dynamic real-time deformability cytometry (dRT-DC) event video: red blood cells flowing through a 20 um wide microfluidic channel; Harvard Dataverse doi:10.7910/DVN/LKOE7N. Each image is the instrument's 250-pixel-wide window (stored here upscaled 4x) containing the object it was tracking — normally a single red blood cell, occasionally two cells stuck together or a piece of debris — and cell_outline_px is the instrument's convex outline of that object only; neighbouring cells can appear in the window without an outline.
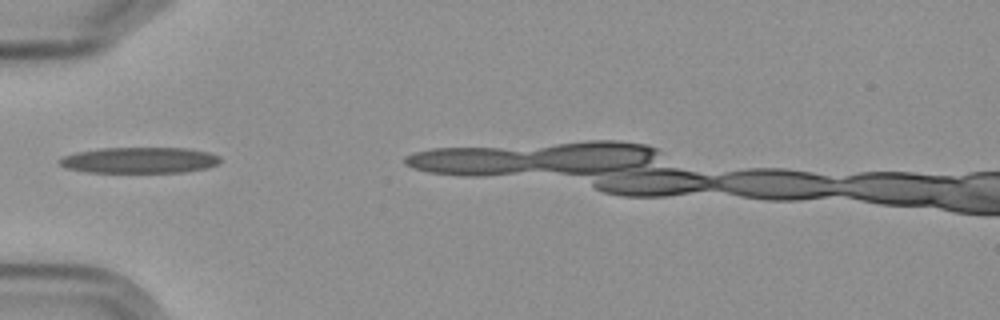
{"species": "Egyptian fruit bat (a non-hibernating species)", "species_latin": "Rousettus aegyptiacus", "temperature_condition": "cold", "stored_images_in_passage": 3, "segment_of_instrument_passage": [1, 2], "camera_frame_rate_fps": 3000, "um_per_image_px": 0.085, "frame": {"image": 1, "passage_image": 2, "time_ms": 1.0, "image_size_px": [1000, 320], "cell_outline_px": [[220, 164], [208, 168], [184, 172], [88, 172], [68, 168], [60, 164], [60, 160], [64, 156], [80, 152], [100, 148], [188, 148], [208, 152], [220, 156]], "centroid_in_image_um": [11.95, 13.62], "position_along_channel_um": 73.0, "area_um2": 24.16}}